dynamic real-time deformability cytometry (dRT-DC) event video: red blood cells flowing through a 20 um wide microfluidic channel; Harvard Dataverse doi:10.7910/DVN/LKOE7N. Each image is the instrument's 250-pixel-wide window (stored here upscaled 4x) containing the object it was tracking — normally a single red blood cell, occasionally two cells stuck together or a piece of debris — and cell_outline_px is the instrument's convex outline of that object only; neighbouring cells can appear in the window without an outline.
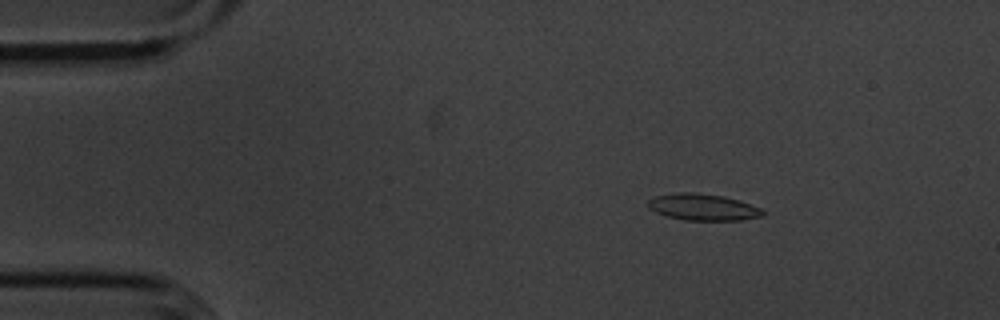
{"species": "common noctule bat (a hibernating species)", "species_latin": "Nyctalus noctula", "temperature_condition": "cold", "stored_images_in_passage": 55, "camera_frame_rate_fps": 3000, "um_per_image_px": 0.085, "animal": {"sex": "male", "body_mass_g": 20.1, "forearm_length_mm": 53.5}, "frame": {"image": 1, "passage_image": 8, "time_ms": 2.333, "image_size_px": [1000, 320], "cell_outline_px": [[764, 216], [740, 220], [684, 220], [668, 216], [656, 212], [648, 208], [648, 200], [656, 196], [676, 192], [692, 192], [724, 196], [740, 200], [760, 208], [764, 212]], "centroid_in_image_um": [59.76, 17.6], "position_along_channel_um": 25.2, "area_um2": 17.74}}
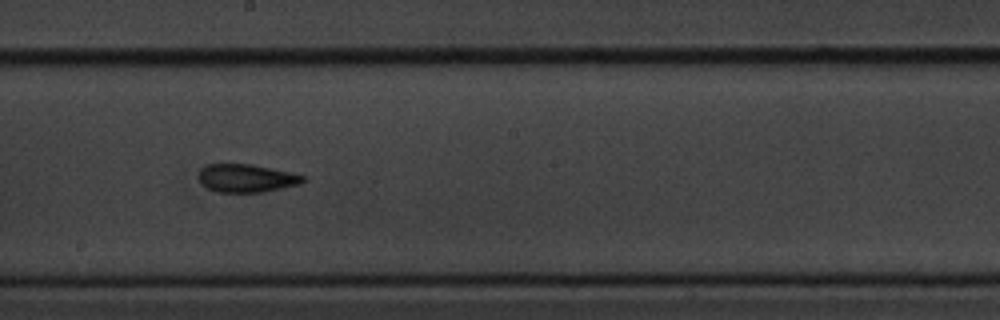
{"frame": {"image": 2, "passage_image": 30, "time_ms": 9.667, "image_size_px": [1000, 320], "cell_outline_px": [[304, 180], [300, 184], [264, 192], [216, 192], [200, 184], [200, 168], [208, 164], [252, 164], [288, 172], [304, 176]], "centroid_in_image_um": [20.91, 15.15], "position_along_channel_um": 227.3, "area_um2": 16.94}}
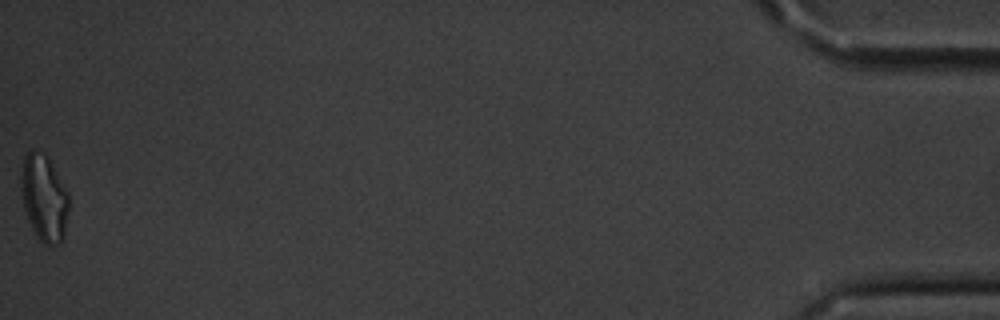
{"frame": {"image": 3, "passage_image": 55, "time_ms": 18.0, "image_size_px": [1000, 320], "cell_outline_px": [[68, 208], [64, 240], [60, 244], [52, 248], [44, 244], [36, 236], [28, 220], [24, 208], [20, 188], [20, 180], [24, 156], [32, 148], [48, 156], [68, 192]], "centroid_in_image_um": [3.75, 16.86], "position_along_channel_um": 431.5, "area_um2": 24.51}, "authors_computed_cell_mechanics": {"area_um2": 17.2822, "velocity_mm_per_s": 3.609, "shape_relaxation_time_tau1_ms": 8.9179, "shape_relaxation_time_tau2_ms": 4.2035, "deformation_change_tau1": 0.1893, "deformation_change_tau2": 0.1089}}